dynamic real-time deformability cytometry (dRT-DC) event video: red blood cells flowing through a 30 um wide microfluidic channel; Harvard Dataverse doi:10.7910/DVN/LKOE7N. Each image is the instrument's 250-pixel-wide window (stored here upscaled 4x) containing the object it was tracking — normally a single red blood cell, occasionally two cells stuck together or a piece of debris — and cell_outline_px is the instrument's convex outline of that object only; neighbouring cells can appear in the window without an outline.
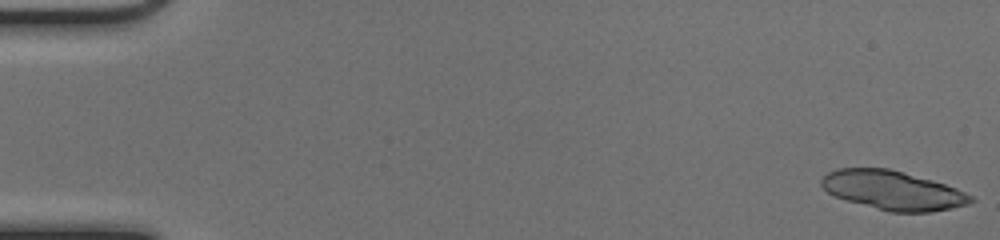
{"species": "common noctule bat (a hibernating species)", "species_latin": "Nyctalus noctula", "temperature_condition": "cold", "stored_images_in_passage": 51, "camera_frame_rate_fps": 3000, "um_per_image_px": 0.085, "animal": {"sex": "female", "body_mass_g": 17.0, "forearm_length_mm": 48.0}, "frame": {"image": 1, "passage_image": 1, "time_ms": 0.0, "image_size_px": [1000, 240], "cell_outline_px": [[976, 200], [968, 204], [952, 208], [932, 212], [888, 212], [848, 200], [836, 196], [828, 192], [820, 184], [820, 180], [828, 172], [840, 168], [888, 168], [932, 180], [956, 188], [972, 196]], "centroid_in_image_um": [75.91, 16.18], "position_along_channel_um": 9.1, "area_um2": 33.7}}
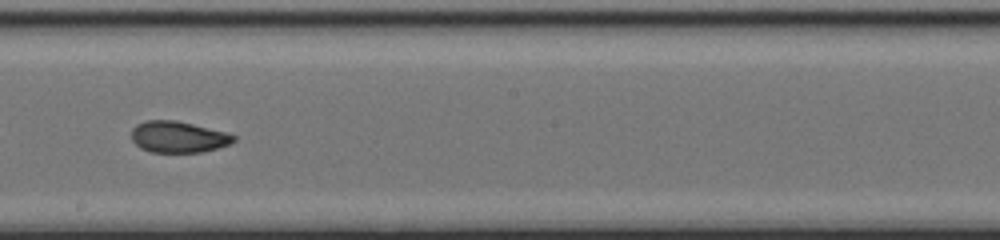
{"frame": {"image": 2, "passage_image": 30, "time_ms": 9.667, "image_size_px": [1000, 240], "cell_outline_px": [[236, 140], [228, 144], [216, 148], [200, 152], [152, 152], [140, 148], [132, 140], [132, 128], [136, 124], [148, 120], [176, 120], [224, 132], [236, 136]], "centroid_in_image_um": [15.11, 11.63], "position_along_channel_um": 233.1, "area_um2": 18.44}}
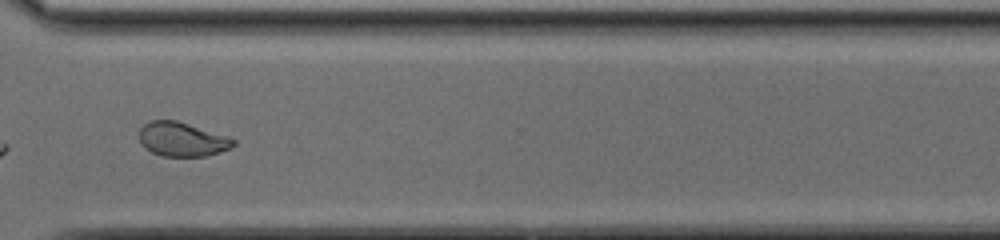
{"frame": {"image": 3, "passage_image": 39, "time_ms": 12.667, "image_size_px": [1000, 240], "cell_outline_px": [[236, 144], [220, 152], [204, 156], [160, 156], [144, 148], [140, 144], [140, 128], [148, 120], [176, 120], [228, 136], [236, 140]], "centroid_in_image_um": [15.45, 11.84], "position_along_channel_um": 355.1, "area_um2": 18.79}, "authors_computed_cell_mechanics": {"area_um2": 20.6924, "velocity_mm_per_s": 4.0748, "shape_relaxation_time_tau1_ms": 7.0556, "shape_relaxation_time_tau2_ms": 1.6574, "deformation_change_tau1": 0.1953, "deformation_change_tau2": 0.0588}}